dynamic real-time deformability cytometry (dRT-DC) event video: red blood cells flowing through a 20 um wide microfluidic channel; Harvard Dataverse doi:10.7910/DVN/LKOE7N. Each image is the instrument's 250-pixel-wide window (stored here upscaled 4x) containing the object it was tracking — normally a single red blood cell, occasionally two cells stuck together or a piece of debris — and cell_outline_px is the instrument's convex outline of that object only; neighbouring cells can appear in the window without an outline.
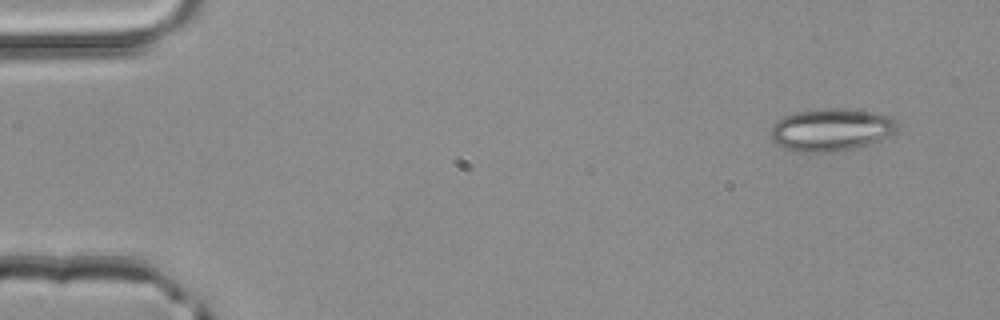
{"species": "common noctule bat (a hibernating species)", "species_latin": "Nyctalus noctula", "temperature_condition": "room temperature", "stored_images_in_passage": 3, "camera_frame_rate_fps": 3000, "um_per_image_px": 0.085, "animal": {"sex": "male", "body_mass_g": 20.4}, "frame": {"image": 1, "passage_image": 1, "time_ms": 0.0, "image_size_px": [1000, 320], "cell_outline_px": [[900, 124], [892, 132], [880, 140], [856, 148], [828, 152], [804, 152], [784, 148], [776, 144], [772, 140], [772, 128], [776, 120], [784, 116], [796, 112], [828, 108], [840, 108], [868, 112], [888, 116]], "centroid_in_image_um": [70.61, 11.03], "position_along_channel_um": 14.4, "area_um2": 30.87}}